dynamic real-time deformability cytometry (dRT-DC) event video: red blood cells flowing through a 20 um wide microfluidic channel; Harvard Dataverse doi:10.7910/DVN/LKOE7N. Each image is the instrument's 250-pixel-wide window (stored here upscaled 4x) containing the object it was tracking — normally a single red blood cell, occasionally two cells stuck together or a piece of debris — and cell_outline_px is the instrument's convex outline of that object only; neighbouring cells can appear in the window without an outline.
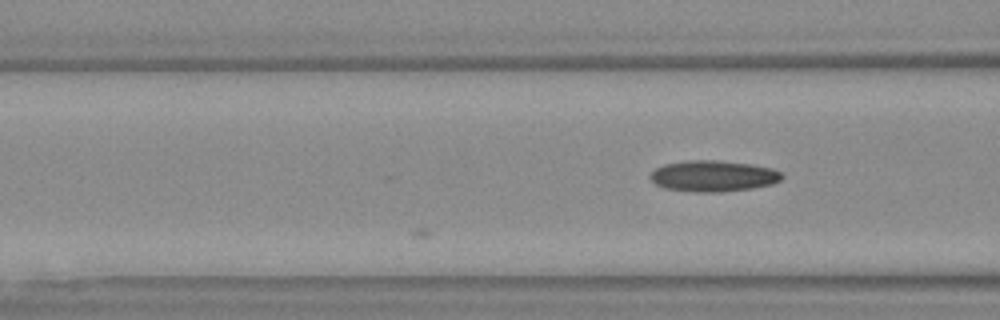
{"species": "Egyptian fruit bat (a non-hibernating species)", "species_latin": "Rousettus aegyptiacus", "temperature_condition": "warm", "stored_images_in_passage": 3, "camera_frame_rate_fps": 3000, "um_per_image_px": 0.085, "animal": {"sex": "female"}, "frame": {"image": 1, "passage_image": 3, "time_ms": 0.667, "image_size_px": [1000, 320], "cell_outline_px": [[784, 176], [780, 180], [772, 184], [752, 188], [720, 192], [696, 192], [664, 188], [656, 184], [652, 180], [652, 172], [656, 168], [664, 164], [692, 160], [716, 160], [752, 164], [772, 168], [780, 172]], "centroid_in_image_um": [60.66, 14.96], "position_along_channel_um": 105.9, "area_um2": 23.7}}